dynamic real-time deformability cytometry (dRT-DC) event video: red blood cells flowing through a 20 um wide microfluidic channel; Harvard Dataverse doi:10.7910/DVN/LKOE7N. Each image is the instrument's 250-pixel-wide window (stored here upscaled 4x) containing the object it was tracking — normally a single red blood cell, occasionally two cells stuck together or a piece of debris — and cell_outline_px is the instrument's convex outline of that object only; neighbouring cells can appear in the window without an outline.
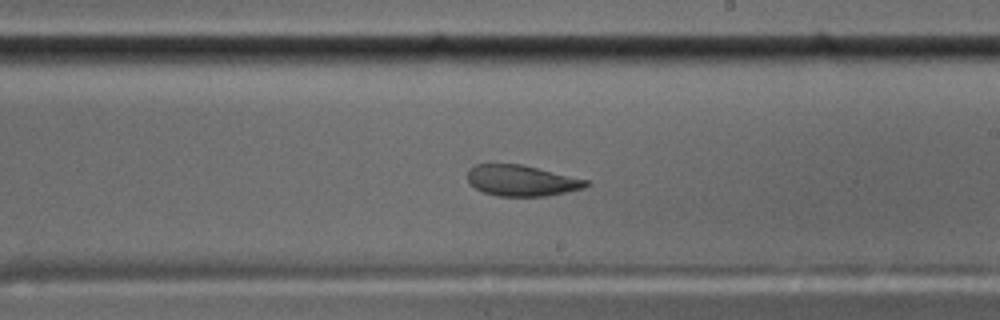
{"species": "common noctule bat (a hibernating species)", "species_latin": "Nyctalus noctula", "temperature_condition": "cold", "stored_images_in_passage": 58, "camera_frame_rate_fps": 3000, "um_per_image_px": 0.085, "animal": {"sex": "male", "body_mass_g": 17.5, "forearm_length_mm": 52.3}, "frame": {"image": 1, "passage_image": 34, "time_ms": 11.0, "image_size_px": [1000, 320], "cell_outline_px": [[592, 184], [584, 188], [544, 196], [496, 196], [484, 192], [476, 188], [468, 180], [468, 168], [476, 164], [520, 164], [588, 180]], "centroid_in_image_um": [44.33, 15.35], "position_along_channel_um": 244.7, "area_um2": 21.15}}
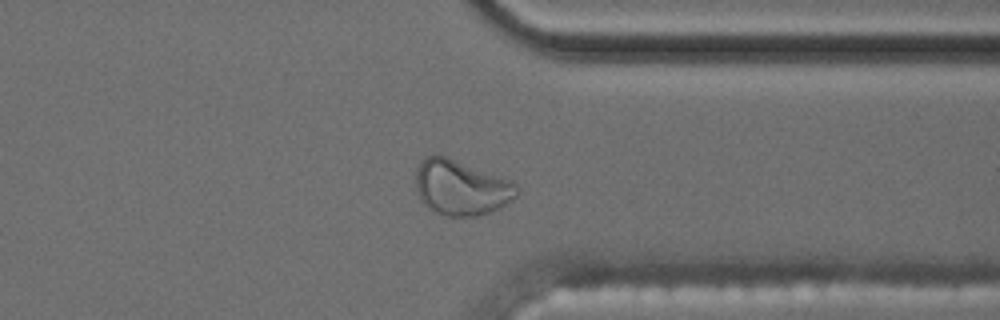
{"frame": {"image": 2, "passage_image": 45, "time_ms": 14.667, "image_size_px": [1000, 320], "cell_outline_px": [[520, 192], [512, 200], [500, 208], [476, 216], [448, 216], [432, 212], [420, 200], [416, 192], [416, 168], [420, 160], [432, 152], [444, 156], [512, 180], [520, 188]], "centroid_in_image_um": [39.17, 15.94], "position_along_channel_um": 372.2, "area_um2": 32.95}, "authors_computed_cell_mechanics": {"area_um2": 22.8599, "velocity_mm_per_s": 3.5097, "shape_relaxation_time_tau1_ms": null, "shape_relaxation_time_tau2_ms": 2.4692, "deformation_change_tau1": null, "deformation_change_tau2": 0.0765}}